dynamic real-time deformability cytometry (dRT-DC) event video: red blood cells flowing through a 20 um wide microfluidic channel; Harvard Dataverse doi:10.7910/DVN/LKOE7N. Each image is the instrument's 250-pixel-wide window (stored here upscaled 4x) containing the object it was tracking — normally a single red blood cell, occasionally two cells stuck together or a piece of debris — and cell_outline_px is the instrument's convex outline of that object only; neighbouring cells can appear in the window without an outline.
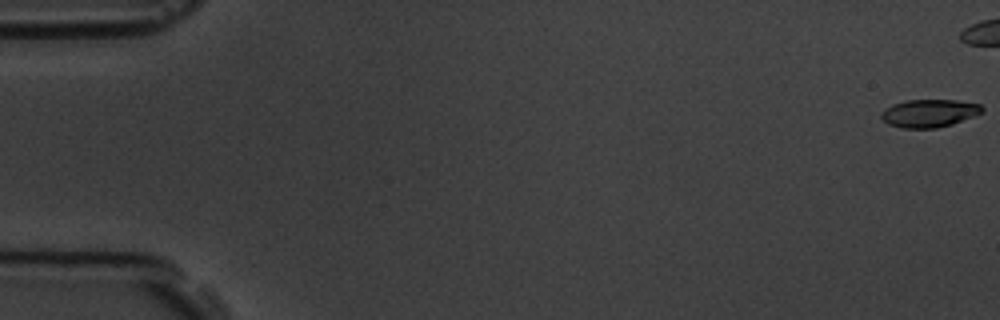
{"species": "common noctule bat (a hibernating species)", "species_latin": "Nyctalus noctula", "temperature_condition": "room temperature", "stored_images_in_passage": 7, "camera_frame_rate_fps": 3000, "um_per_image_px": 0.085, "animal": {"sex": "male", "body_mass_g": 19.5, "forearm_length_mm": 54.6}, "frame": {"image": 1, "passage_image": 1, "time_ms": 0.0, "image_size_px": [1000, 320], "cell_outline_px": [[984, 108], [980, 112], [972, 116], [952, 124], [936, 128], [904, 128], [888, 124], [880, 116], [880, 112], [884, 108], [892, 104], [908, 100], [956, 100], [980, 104]], "centroid_in_image_um": [78.93, 9.62], "position_along_channel_um": 6.1, "area_um2": 16.24}}